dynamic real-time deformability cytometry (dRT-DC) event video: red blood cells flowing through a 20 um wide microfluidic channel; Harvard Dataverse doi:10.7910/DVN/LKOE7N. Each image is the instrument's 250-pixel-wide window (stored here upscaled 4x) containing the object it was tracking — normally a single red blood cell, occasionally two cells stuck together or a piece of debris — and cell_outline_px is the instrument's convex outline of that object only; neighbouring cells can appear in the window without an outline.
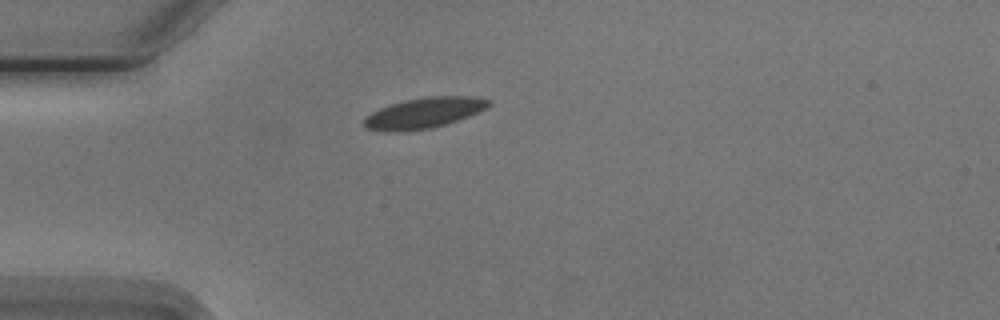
{"species": "Egyptian fruit bat (a non-hibernating species)", "species_latin": "Rousettus aegyptiacus", "temperature_condition": "cold", "stored_images_in_passage": 1, "camera_frame_rate_fps": 3000, "um_per_image_px": 0.085, "animal": {"sex": "male"}, "frame": {"image": 1, "passage_image": 1, "time_ms": 0.0, "image_size_px": [1000, 320], "cell_outline_px": [[492, 104], [468, 116], [444, 124], [428, 128], [368, 128], [364, 124], [364, 120], [372, 112], [380, 108], [404, 100], [428, 96], [476, 96], [492, 100]], "centroid_in_image_um": [36.17, 9.51], "position_along_channel_um": 48.8, "area_um2": 20.87}}